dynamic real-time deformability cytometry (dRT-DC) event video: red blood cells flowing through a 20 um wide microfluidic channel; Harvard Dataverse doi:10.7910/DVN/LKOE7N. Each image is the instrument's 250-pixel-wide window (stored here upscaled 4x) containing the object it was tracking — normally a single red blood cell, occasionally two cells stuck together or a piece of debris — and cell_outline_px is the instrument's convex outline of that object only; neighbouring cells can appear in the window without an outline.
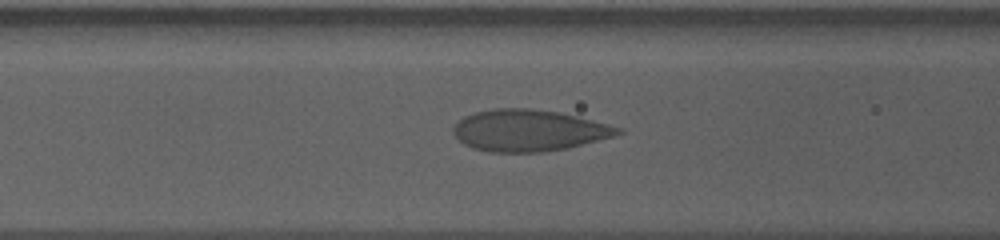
{"species": "human", "species_latin": "Homo sapiens", "temperature_condition": "cold", "stored_images_in_passage": 37, "camera_frame_rate_fps": 3000, "um_per_image_px": 0.085, "donor": {"sex": "male"}, "frame": {"image": 1, "passage_image": 7, "time_ms": 2.0, "image_size_px": [1000, 240], "cell_outline_px": [[624, 132], [616, 136], [568, 148], [544, 152], [488, 152], [472, 148], [464, 144], [452, 132], [452, 128], [464, 116], [476, 112], [492, 108], [532, 108], [560, 112], [624, 128]], "centroid_in_image_um": [44.97, 11.09], "position_along_channel_um": 121.6, "area_um2": 40.11}}
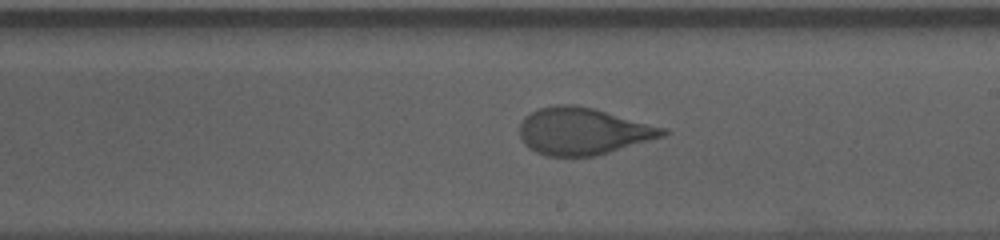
{"frame": {"image": 2, "passage_image": 17, "time_ms": 5.333, "image_size_px": [1000, 240], "cell_outline_px": [[672, 132], [664, 136], [596, 156], [548, 156], [536, 152], [528, 148], [524, 144], [520, 136], [520, 124], [524, 116], [540, 108], [552, 104], [576, 104], [592, 108], [668, 128]], "centroid_in_image_um": [49.56, 11.15], "position_along_channel_um": 239.4, "area_um2": 39.42}}
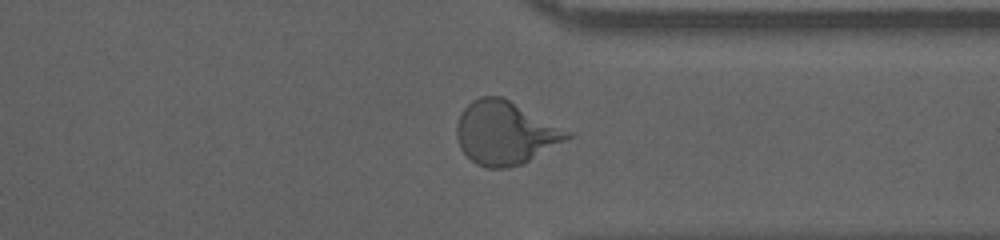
{"frame": {"image": 3, "passage_image": 28, "time_ms": 9.0, "image_size_px": [1000, 240], "cell_outline_px": [[572, 136], [528, 160], [520, 164], [508, 168], [488, 168], [476, 164], [460, 148], [456, 136], [456, 124], [464, 108], [472, 100], [480, 96], [500, 96], [572, 132]], "centroid_in_image_um": [42.89, 11.29], "position_along_channel_um": 368.5, "area_um2": 40.06}}